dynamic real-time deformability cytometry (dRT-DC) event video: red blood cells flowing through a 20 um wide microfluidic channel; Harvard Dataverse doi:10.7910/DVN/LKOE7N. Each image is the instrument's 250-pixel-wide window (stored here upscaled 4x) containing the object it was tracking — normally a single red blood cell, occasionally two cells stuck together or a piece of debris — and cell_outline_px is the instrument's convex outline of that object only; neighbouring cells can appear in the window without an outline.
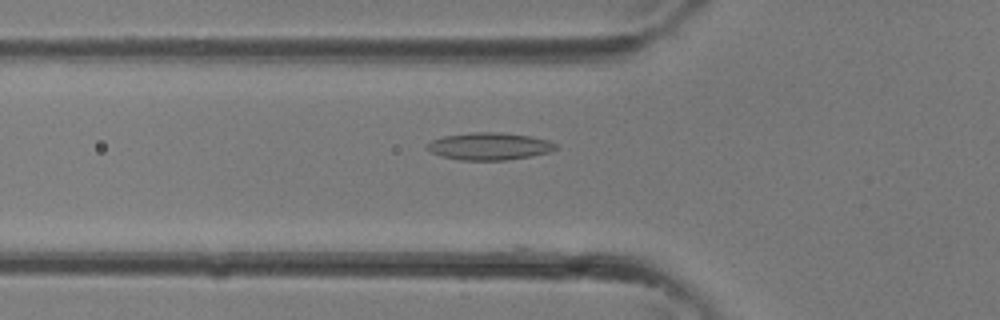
{"species": "common noctule bat (a hibernating species)", "species_latin": "Nyctalus noctula", "temperature_condition": "room temperature", "stored_images_in_passage": 34, "camera_frame_rate_fps": 3000, "um_per_image_px": 0.085, "animal": {"sex": "female"}, "frame": {"image": 1, "passage_image": 12, "time_ms": 3.667, "image_size_px": [1000, 320], "cell_outline_px": [[560, 148], [548, 152], [508, 160], [460, 160], [440, 156], [432, 152], [428, 148], [428, 144], [432, 140], [444, 136], [472, 132], [504, 132], [532, 136], [548, 140], [556, 144]], "centroid_in_image_um": [41.63, 12.42], "position_along_channel_um": 84.2, "area_um2": 20.46}}
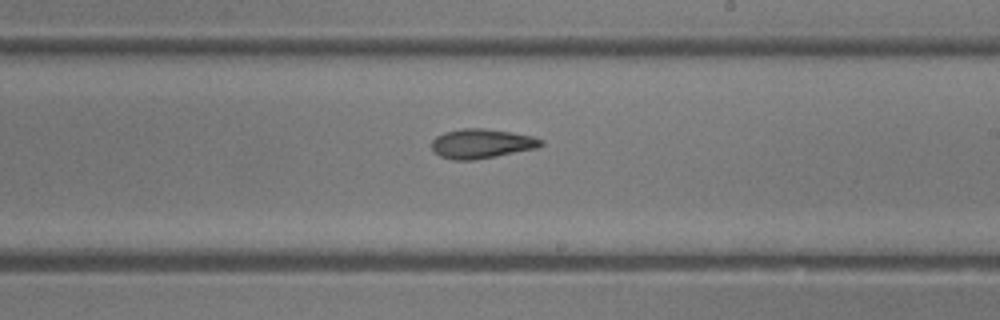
{"frame": {"image": 2, "passage_image": 20, "time_ms": 6.333, "image_size_px": [1000, 320], "cell_outline_px": [[544, 144], [536, 148], [476, 160], [452, 160], [440, 156], [432, 148], [432, 140], [436, 136], [444, 132], [464, 128], [484, 128], [512, 132], [532, 136], [544, 140]], "centroid_in_image_um": [40.94, 12.2], "position_along_channel_um": 248.1, "area_um2": 18.79}}
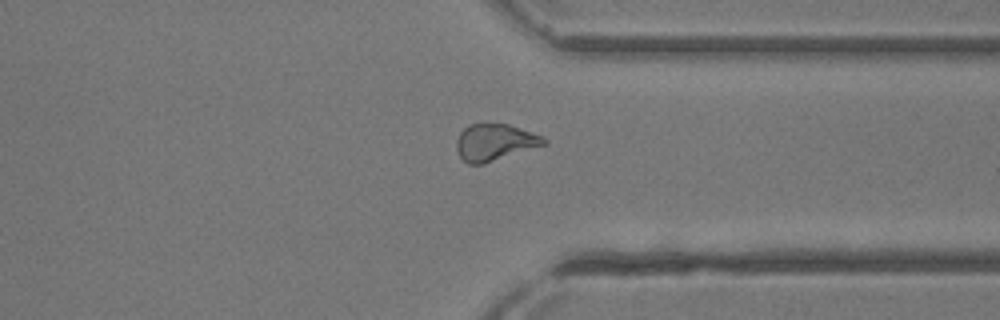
{"frame": {"image": 3, "passage_image": 26, "time_ms": 8.333, "image_size_px": [1000, 320], "cell_outline_px": [[548, 144], [484, 164], [468, 164], [460, 156], [456, 148], [456, 140], [460, 132], [468, 124], [484, 120], [508, 124], [544, 136], [548, 140]], "centroid_in_image_um": [42.06, 12.05], "position_along_channel_um": 369.3, "area_um2": 19.42}}